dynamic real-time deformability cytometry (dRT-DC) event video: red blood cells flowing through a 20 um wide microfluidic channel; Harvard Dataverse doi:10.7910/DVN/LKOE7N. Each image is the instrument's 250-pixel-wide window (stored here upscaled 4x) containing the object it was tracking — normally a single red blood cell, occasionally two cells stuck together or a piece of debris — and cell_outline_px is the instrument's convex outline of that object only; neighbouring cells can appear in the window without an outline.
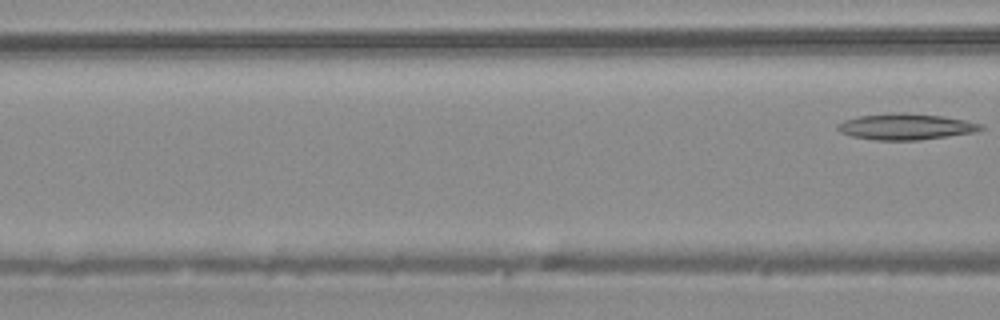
{"species": "common noctule bat (a hibernating species)", "species_latin": "Nyctalus noctula", "temperature_condition": "warm", "stored_images_in_passage": 5, "camera_frame_rate_fps": 3000, "um_per_image_px": 0.085, "animal": {"sex": "male", "body_mass_g": 20.4}, "frame": {"image": 1, "passage_image": 5, "time_ms": 1.333, "image_size_px": [1000, 320], "cell_outline_px": [[984, 128], [976, 132], [920, 140], [872, 140], [852, 136], [840, 132], [836, 128], [836, 124], [844, 120], [860, 116], [892, 112], [900, 112], [944, 116], [984, 124]], "centroid_in_image_um": [76.99, 10.76], "position_along_channel_um": 89.6, "area_um2": 21.96}}